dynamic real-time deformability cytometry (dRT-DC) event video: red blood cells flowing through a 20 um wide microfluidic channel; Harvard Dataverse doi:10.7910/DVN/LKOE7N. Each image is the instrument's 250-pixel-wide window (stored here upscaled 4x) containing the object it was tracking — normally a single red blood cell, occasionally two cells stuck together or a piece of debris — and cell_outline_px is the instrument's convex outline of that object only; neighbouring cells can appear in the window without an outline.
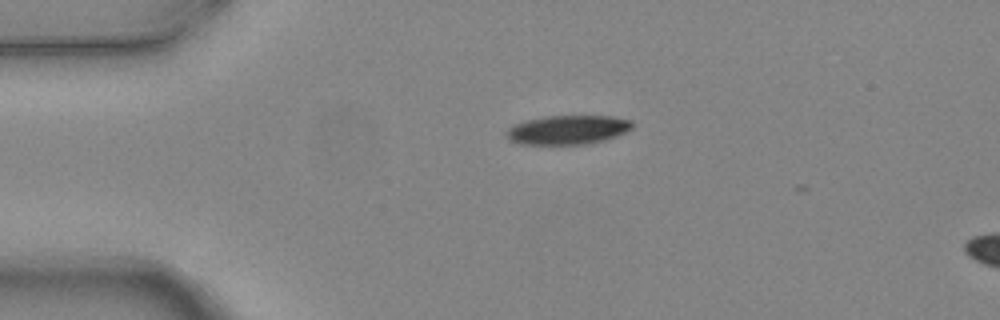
{"species": "common noctule bat (a hibernating species)", "species_latin": "Nyctalus noctula", "temperature_condition": "warm", "stored_images_in_passage": 3, "camera_frame_rate_fps": 3000, "um_per_image_px": 0.085, "animal": {"sex": "female", "body_mass_g": 24.6, "forearm_length_mm": 56.2}, "frame": {"image": 1, "passage_image": 1, "time_ms": 0.0, "image_size_px": [1000, 320], "cell_outline_px": [[632, 128], [616, 136], [604, 140], [588, 144], [520, 144], [512, 140], [504, 132], [508, 128], [516, 124], [528, 120], [544, 116], [612, 116], [632, 120]], "centroid_in_image_um": [48.28, 11.03], "position_along_channel_um": 36.7, "area_um2": 21.15}}